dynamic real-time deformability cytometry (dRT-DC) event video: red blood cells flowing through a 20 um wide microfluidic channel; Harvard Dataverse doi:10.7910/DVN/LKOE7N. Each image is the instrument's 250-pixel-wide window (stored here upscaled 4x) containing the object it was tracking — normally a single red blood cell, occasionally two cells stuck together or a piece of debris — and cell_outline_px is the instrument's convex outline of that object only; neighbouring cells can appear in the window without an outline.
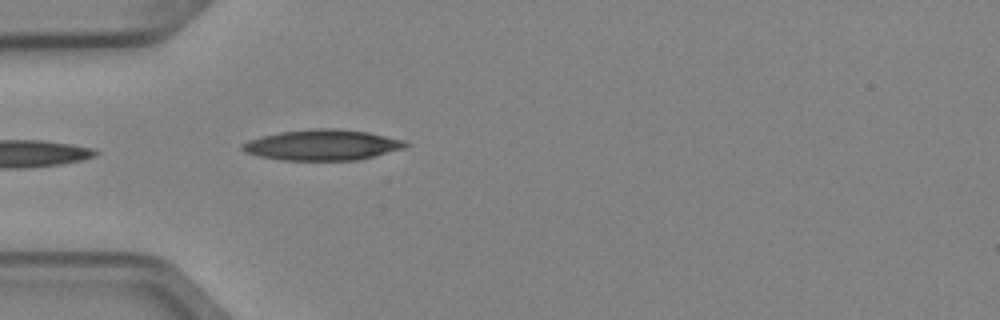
{"species": "Egyptian fruit bat (a non-hibernating species)", "species_latin": "Rousettus aegyptiacus", "temperature_condition": "cold", "stored_images_in_passage": 5, "camera_frame_rate_fps": 3000, "um_per_image_px": 0.085, "animal": {"sex": "female"}, "frame": {"image": 1, "passage_image": 5, "time_ms": 1.333, "image_size_px": [1000, 320], "cell_outline_px": [[412, 144], [404, 148], [356, 160], [280, 160], [256, 156], [244, 152], [240, 148], [240, 144], [248, 140], [260, 136], [280, 132], [312, 128], [336, 128], [368, 132], [404, 140]], "centroid_in_image_um": [27.34, 12.31], "position_along_channel_um": 57.7, "area_um2": 29.36}}